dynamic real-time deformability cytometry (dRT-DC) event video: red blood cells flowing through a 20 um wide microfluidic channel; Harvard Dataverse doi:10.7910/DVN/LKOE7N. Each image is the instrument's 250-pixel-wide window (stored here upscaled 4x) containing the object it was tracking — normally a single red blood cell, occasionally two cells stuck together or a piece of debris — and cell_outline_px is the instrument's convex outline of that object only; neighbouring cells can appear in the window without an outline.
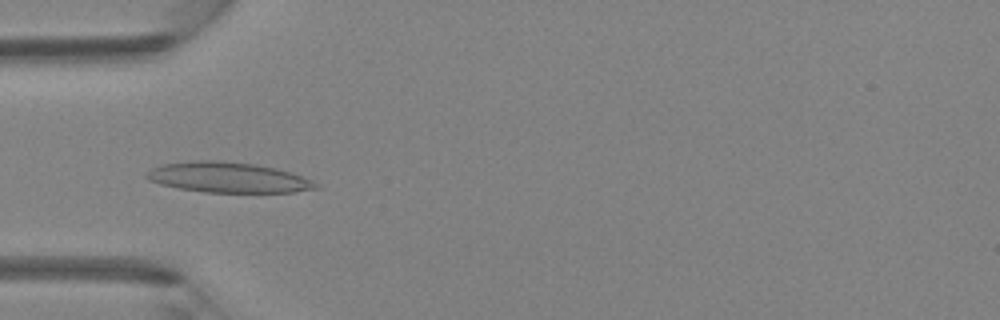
{"species": "Egyptian fruit bat (a non-hibernating species)", "species_latin": "Rousettus aegyptiacus", "temperature_condition": "room temperature", "stored_images_in_passage": 45, "camera_frame_rate_fps": 3000, "um_per_image_px": 0.085, "animal": {"sex": "female"}, "frame": {"image": 1, "passage_image": 14, "time_ms": 4.333, "image_size_px": [1000, 320], "cell_outline_px": [[320, 188], [296, 192], [208, 192], [180, 188], [160, 184], [148, 180], [144, 176], [144, 172], [152, 168], [164, 164], [200, 160], [216, 160], [256, 164], [276, 168], [292, 172], [312, 180], [320, 184]], "centroid_in_image_um": [19.42, 15.08], "position_along_channel_um": 65.6, "area_um2": 30.0}}
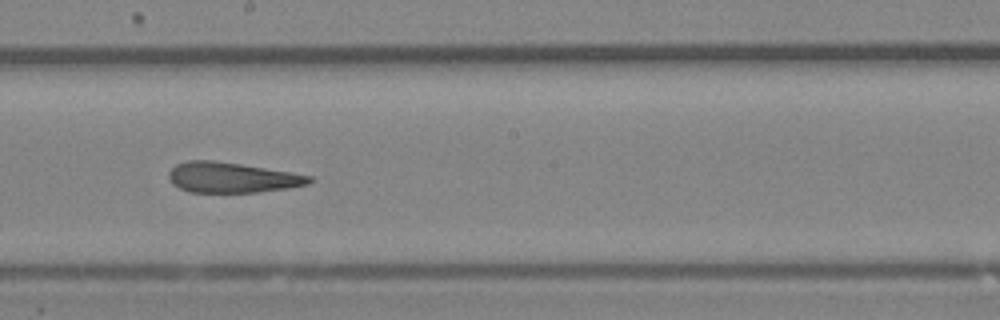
{"frame": {"image": 2, "passage_image": 25, "time_ms": 8.0, "image_size_px": [1000, 320], "cell_outline_px": [[316, 180], [308, 184], [288, 188], [256, 192], [188, 192], [172, 184], [168, 176], [168, 172], [176, 164], [188, 160], [212, 160], [240, 164], [312, 176]], "centroid_in_image_um": [19.69, 15.09], "position_along_channel_um": 228.5, "area_um2": 24.74}}
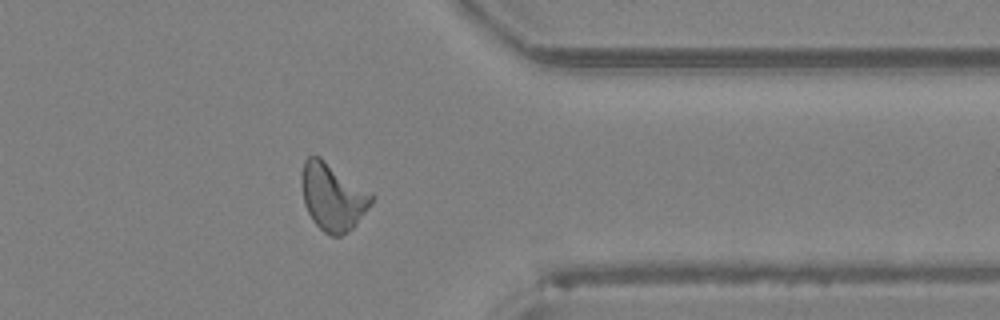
{"frame": {"image": 3, "passage_image": 36, "time_ms": 11.667, "image_size_px": [1000, 320], "cell_outline_px": [[376, 196], [372, 204], [356, 224], [348, 232], [340, 236], [332, 236], [324, 232], [312, 220], [304, 204], [300, 184], [300, 180], [304, 160], [308, 156], [320, 156]], "centroid_in_image_um": [28.27, 16.72], "position_along_channel_um": 383.1, "area_um2": 27.63}}